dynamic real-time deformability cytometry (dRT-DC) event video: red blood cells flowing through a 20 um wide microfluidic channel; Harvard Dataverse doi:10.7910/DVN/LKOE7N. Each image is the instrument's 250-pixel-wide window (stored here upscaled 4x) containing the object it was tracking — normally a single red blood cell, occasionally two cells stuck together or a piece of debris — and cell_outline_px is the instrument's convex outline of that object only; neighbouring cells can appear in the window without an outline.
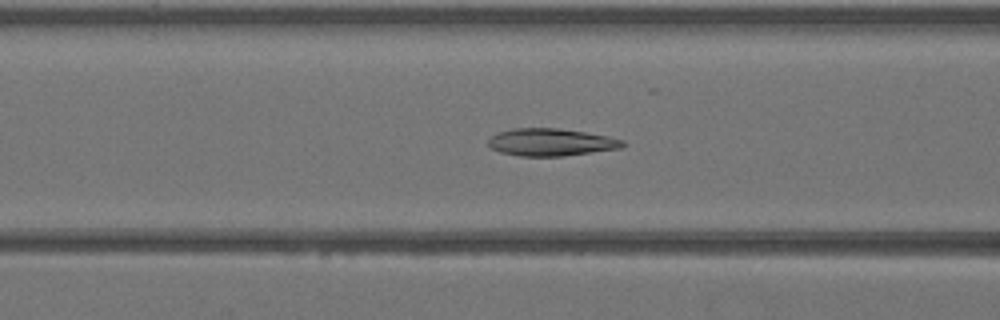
{"species": "Egyptian fruit bat (a non-hibernating species)", "species_latin": "Rousettus aegyptiacus", "temperature_condition": "warm", "stored_images_in_passage": 44, "camera_frame_rate_fps": 3000, "um_per_image_px": 0.085, "animal": {"sex": "female"}, "frame": {"image": 1, "passage_image": 18, "time_ms": 5.667, "image_size_px": [1000, 320], "cell_outline_px": [[624, 148], [564, 156], [520, 156], [500, 152], [492, 148], [488, 144], [488, 140], [492, 136], [500, 132], [512, 128], [556, 128], [584, 132], [608, 136], [624, 140]], "centroid_in_image_um": [46.86, 12.09], "position_along_channel_um": 119.7, "area_um2": 21.44}}
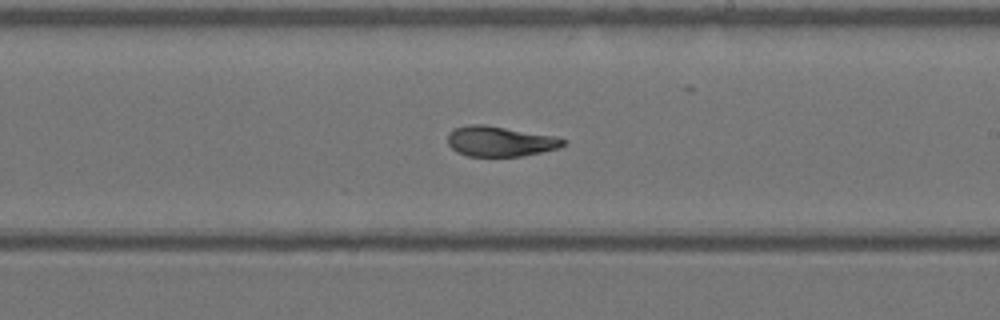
{"frame": {"image": 2, "passage_image": 26, "time_ms": 8.333, "image_size_px": [1000, 320], "cell_outline_px": [[568, 144], [560, 148], [520, 156], [468, 156], [456, 152], [448, 144], [448, 132], [452, 128], [468, 124], [484, 124], [556, 136], [568, 140]], "centroid_in_image_um": [42.51, 12.0], "position_along_channel_um": 246.5, "area_um2": 20.63}}
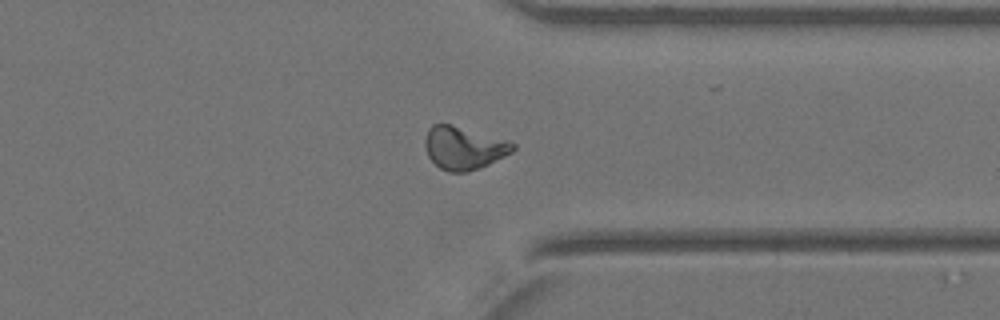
{"frame": {"image": 3, "passage_image": 34, "time_ms": 11.0, "image_size_px": [1000, 320], "cell_outline_px": [[516, 148], [512, 152], [480, 168], [468, 172], [448, 172], [440, 168], [428, 156], [424, 144], [424, 140], [428, 128], [432, 124], [452, 124], [508, 140], [516, 144]], "centroid_in_image_um": [39.42, 12.57], "position_along_channel_um": 372.0, "area_um2": 22.08}}